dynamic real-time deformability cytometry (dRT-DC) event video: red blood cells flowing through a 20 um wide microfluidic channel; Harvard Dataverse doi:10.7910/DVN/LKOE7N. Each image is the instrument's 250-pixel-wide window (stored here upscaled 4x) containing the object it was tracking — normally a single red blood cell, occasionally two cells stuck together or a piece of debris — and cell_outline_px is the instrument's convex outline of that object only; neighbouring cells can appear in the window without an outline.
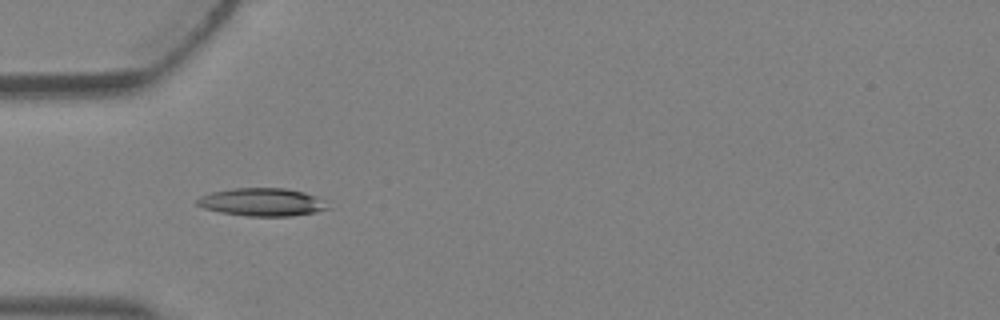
{"species": "Egyptian fruit bat (a non-hibernating species)", "species_latin": "Rousettus aegyptiacus", "temperature_condition": "warm", "stored_images_in_passage": 4, "camera_frame_rate_fps": 3000, "um_per_image_px": 0.085, "animal": {"sex": "female"}, "frame": {"image": 1, "passage_image": 4, "time_ms": 1.0, "image_size_px": [1000, 320], "cell_outline_px": [[332, 208], [316, 212], [292, 216], [244, 216], [220, 212], [204, 208], [196, 204], [196, 200], [200, 196], [212, 192], [232, 188], [284, 188], [304, 192], [316, 196], [324, 200]], "centroid_in_image_um": [22.3, 17.18], "position_along_channel_um": 62.7, "area_um2": 21.44}}